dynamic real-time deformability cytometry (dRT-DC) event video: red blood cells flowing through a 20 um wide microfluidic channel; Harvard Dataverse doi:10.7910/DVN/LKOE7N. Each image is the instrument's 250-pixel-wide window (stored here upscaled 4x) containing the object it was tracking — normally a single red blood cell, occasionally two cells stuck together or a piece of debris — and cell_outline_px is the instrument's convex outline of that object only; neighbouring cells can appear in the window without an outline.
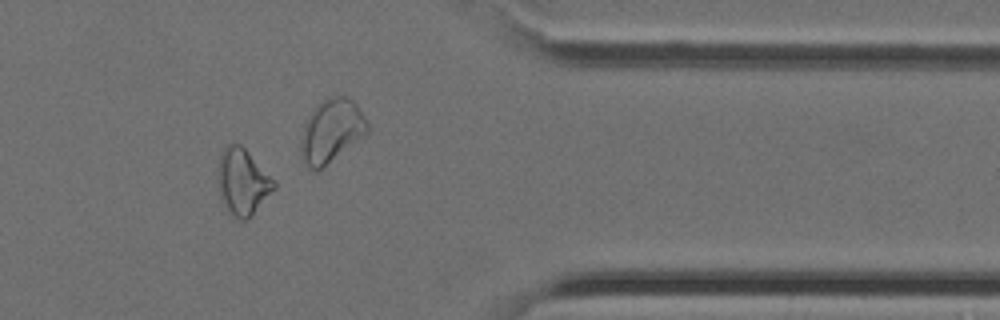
{"species": "Egyptian fruit bat (a non-hibernating species)", "species_latin": "Rousettus aegyptiacus", "temperature_condition": "cold", "stored_images_in_passage": 26, "camera_frame_rate_fps": 3000, "um_per_image_px": 0.085, "animal": {"sex": "female"}, "frame": {"image": 1, "passage_image": 22, "time_ms": 7.0, "image_size_px": [1000, 320], "cell_outline_px": [[276, 188], [248, 220], [240, 220], [232, 216], [224, 204], [220, 196], [220, 152], [228, 144], [240, 144], [276, 180]], "centroid_in_image_um": [20.68, 15.48], "position_along_channel_um": 390.7, "area_um2": 21.33}}